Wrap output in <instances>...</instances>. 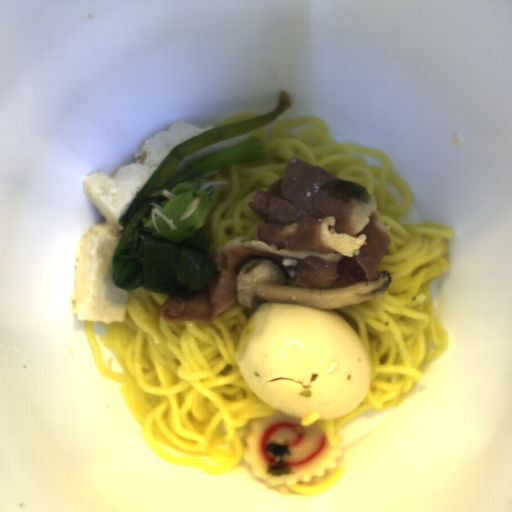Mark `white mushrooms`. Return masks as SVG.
I'll return each mask as SVG.
<instances>
[{"label":"white mushrooms","instance_id":"1","mask_svg":"<svg viewBox=\"0 0 512 512\" xmlns=\"http://www.w3.org/2000/svg\"><path fill=\"white\" fill-rule=\"evenodd\" d=\"M285 271L268 259H253L235 274L236 301L247 308L265 302L292 303L320 310H333L359 304L381 296L392 282L382 272L376 279L333 289H311L285 285Z\"/></svg>","mask_w":512,"mask_h":512}]
</instances>
